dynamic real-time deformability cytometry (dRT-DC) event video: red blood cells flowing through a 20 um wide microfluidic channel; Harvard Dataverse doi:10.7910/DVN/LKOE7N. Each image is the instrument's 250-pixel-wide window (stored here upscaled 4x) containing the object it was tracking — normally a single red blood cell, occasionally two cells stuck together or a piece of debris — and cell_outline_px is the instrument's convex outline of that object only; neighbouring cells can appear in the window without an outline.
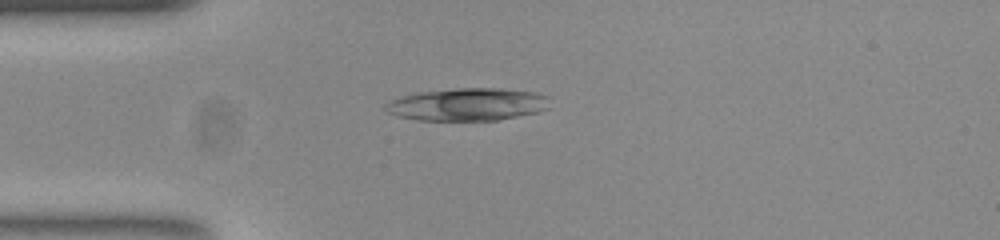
{"species": "common noctule bat (a hibernating species)", "species_latin": "Nyctalus noctula", "temperature_condition": "room temperature", "stored_images_in_passage": 41, "camera_frame_rate_fps": 3000, "um_per_image_px": 0.085, "animal": {"sex": "female", "body_mass_g": 23.0, "forearm_length_mm": 53.4}, "frame": {"image": 1, "passage_image": 1, "time_ms": 0.0, "image_size_px": [1000, 240], "cell_outline_px": [[548, 108], [536, 112], [500, 120], [416, 120], [396, 116], [388, 112], [384, 108], [384, 104], [392, 100], [404, 96], [420, 92], [460, 88], [500, 88], [532, 92], [548, 96]], "centroid_in_image_um": [39.73, 8.88], "position_along_channel_um": 45.3, "area_um2": 30.98}}
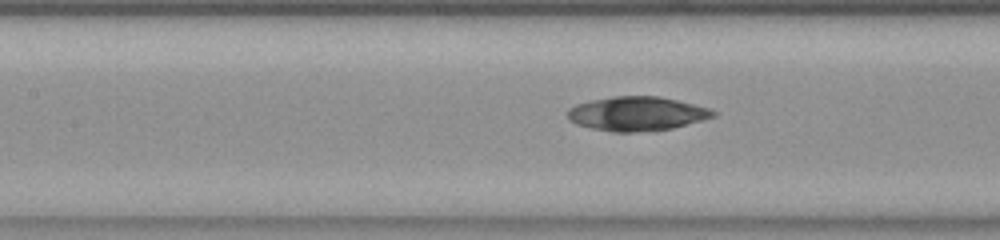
{"frame": {"image": 2, "passage_image": 11, "time_ms": 3.333, "image_size_px": [1000, 240], "cell_outline_px": [[716, 116], [672, 128], [636, 132], [612, 132], [592, 128], [576, 124], [568, 120], [568, 108], [576, 104], [592, 100], [612, 96], [660, 96], [708, 108], [716, 112]], "centroid_in_image_um": [54.09, 9.66], "position_along_channel_um": 153.3, "area_um2": 28.78}}
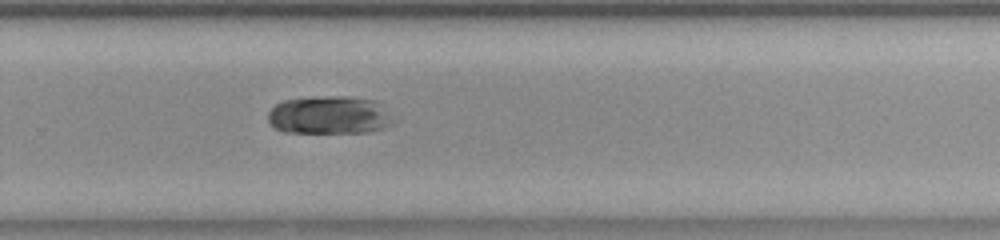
{"frame": {"image": 3, "passage_image": 23, "time_ms": 7.333, "image_size_px": [1000, 240], "cell_outline_px": [[400, 120], [396, 124], [368, 132], [284, 132], [276, 128], [268, 120], [268, 112], [276, 104], [284, 100], [324, 96], [352, 96], [376, 100], [400, 116]], "centroid_in_image_um": [28.18, 9.77], "position_along_channel_um": 301.6, "area_um2": 28.61}}